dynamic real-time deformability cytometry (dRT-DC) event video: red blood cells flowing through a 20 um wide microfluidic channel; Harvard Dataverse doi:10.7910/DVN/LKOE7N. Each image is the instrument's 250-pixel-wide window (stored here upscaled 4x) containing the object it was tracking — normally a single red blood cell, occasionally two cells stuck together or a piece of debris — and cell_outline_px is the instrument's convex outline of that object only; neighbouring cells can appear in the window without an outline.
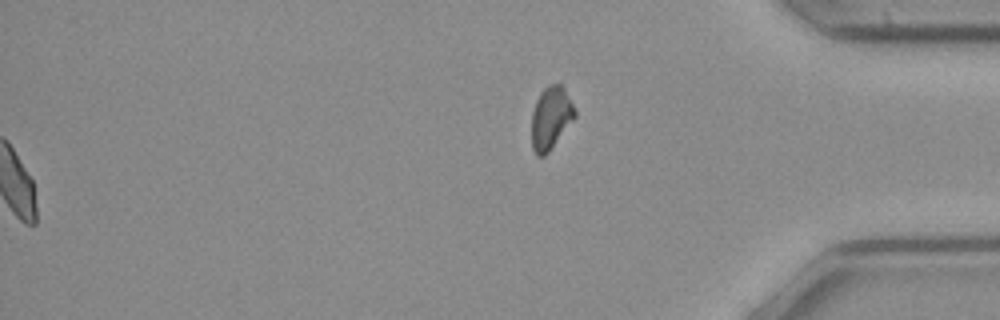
{"species": "common noctule bat (a hibernating species)", "species_latin": "Nyctalus noctula", "temperature_condition": "cold", "stored_images_in_passage": 52, "segment_of_instrument_passage": [2, 2], "camera_frame_rate_fps": 3000, "um_per_image_px": 0.085, "animal": {"sex": "female", "body_mass_g": 21.9}, "frame": {"image": 1, "passage_image": 52, "time_ms": 17.0, "image_size_px": [1000, 320], "cell_outline_px": [[576, 116], [548, 152], [544, 156], [536, 156], [532, 148], [532, 112], [536, 100], [540, 92], [548, 84], [560, 84], [564, 88], [576, 112]], "centroid_in_image_um": [46.8, 10.02], "position_along_channel_um": 388.4, "area_um2": 15.61}}